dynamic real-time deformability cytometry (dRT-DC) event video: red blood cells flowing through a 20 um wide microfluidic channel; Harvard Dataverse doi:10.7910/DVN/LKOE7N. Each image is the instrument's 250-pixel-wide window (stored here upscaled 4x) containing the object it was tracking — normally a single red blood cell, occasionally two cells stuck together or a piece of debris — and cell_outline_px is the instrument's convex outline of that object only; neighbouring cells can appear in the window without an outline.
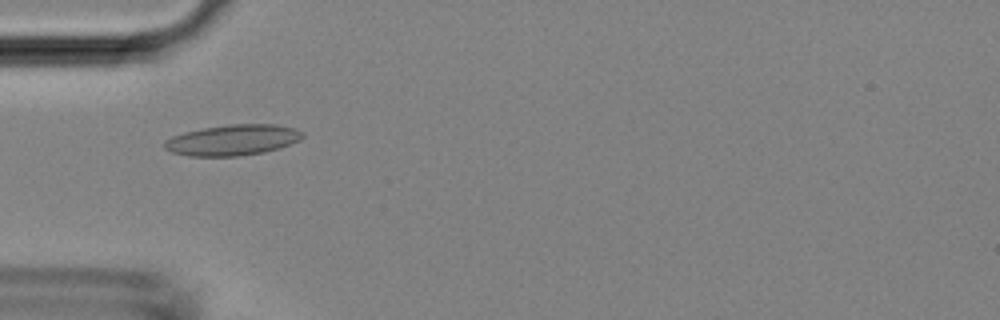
{"species": "Egyptian fruit bat (a non-hibernating species)", "species_latin": "Rousettus aegyptiacus", "temperature_condition": "room temperature", "stored_images_in_passage": 47, "camera_frame_rate_fps": 3000, "um_per_image_px": 0.085, "animal": {"sex": "female"}, "frame": {"image": 1, "passage_image": 15, "time_ms": 4.667, "image_size_px": [1000, 320], "cell_outline_px": [[304, 136], [300, 140], [280, 148], [264, 152], [240, 156], [188, 156], [172, 152], [164, 148], [164, 140], [172, 136], [184, 132], [204, 128], [228, 124], [276, 124], [296, 128], [304, 132]], "centroid_in_image_um": [19.8, 11.9], "position_along_channel_um": 65.2, "area_um2": 24.97}}
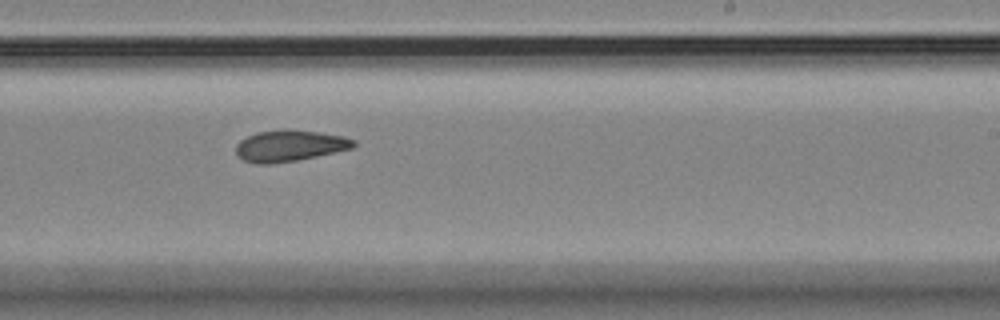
{"frame": {"image": 2, "passage_image": 29, "time_ms": 9.333, "image_size_px": [1000, 320], "cell_outline_px": [[356, 144], [352, 148], [336, 152], [296, 160], [272, 164], [256, 164], [244, 160], [236, 156], [236, 144], [240, 140], [256, 132], [288, 128], [320, 132], [344, 136], [356, 140]], "centroid_in_image_um": [24.61, 12.38], "position_along_channel_um": 264.4, "area_um2": 21.73}}
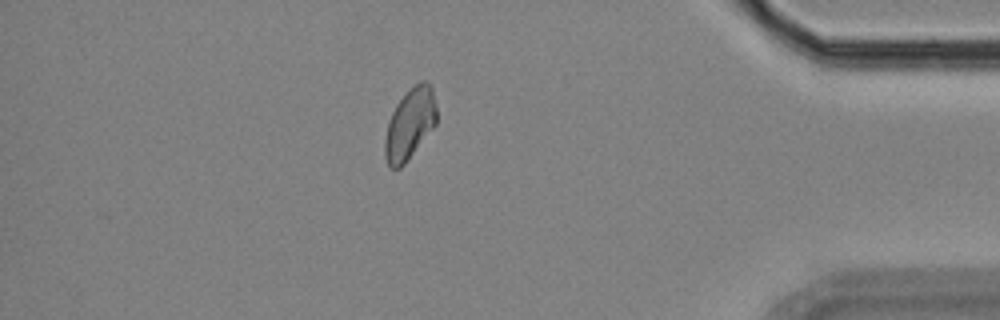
{"frame": {"image": 3, "passage_image": 41, "time_ms": 13.333, "image_size_px": [1000, 320], "cell_outline_px": [[436, 124], [404, 164], [400, 168], [388, 168], [384, 156], [384, 140], [388, 120], [396, 104], [420, 80], [428, 80], [432, 88], [436, 108]], "centroid_in_image_um": [34.81, 10.56], "position_along_channel_um": 400.4, "area_um2": 21.27}}